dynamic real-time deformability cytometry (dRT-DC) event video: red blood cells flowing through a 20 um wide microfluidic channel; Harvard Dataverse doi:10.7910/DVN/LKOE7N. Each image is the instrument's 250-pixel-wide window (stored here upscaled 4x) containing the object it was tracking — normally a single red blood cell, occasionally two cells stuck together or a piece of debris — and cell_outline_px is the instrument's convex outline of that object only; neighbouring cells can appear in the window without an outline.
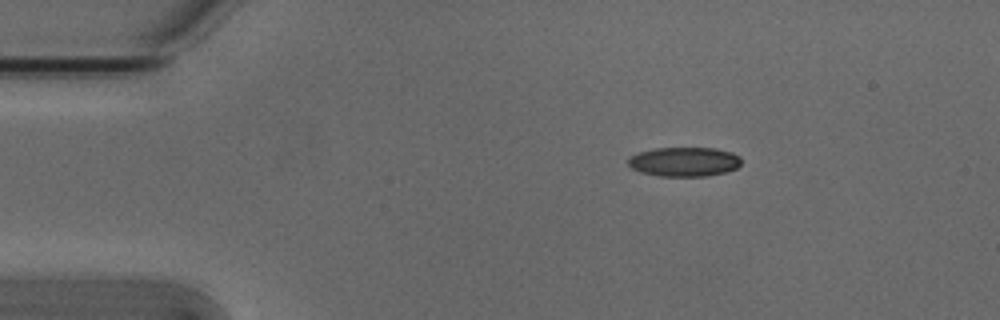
{"species": "Egyptian fruit bat (a non-hibernating species)", "species_latin": "Rousettus aegyptiacus", "temperature_condition": "cold", "stored_images_in_passage": 6, "camera_frame_rate_fps": 3000, "um_per_image_px": 0.085, "animal": {"sex": "male"}, "frame": {"image": 1, "passage_image": 1, "time_ms": 0.0, "image_size_px": [1000, 320], "cell_outline_px": [[740, 164], [736, 168], [728, 172], [708, 176], [660, 176], [640, 172], [632, 168], [628, 164], [628, 160], [632, 156], [640, 152], [656, 148], [716, 148], [732, 152], [740, 156]], "centroid_in_image_um": [58.2, 13.75], "position_along_channel_um": 26.8, "area_um2": 19.36}}
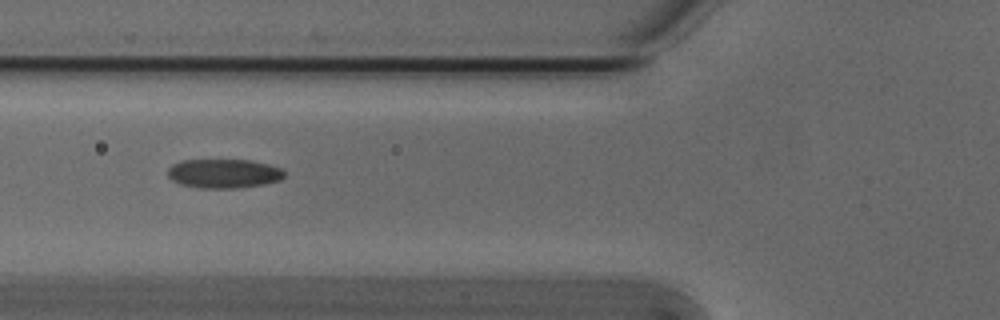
{"frame": {"image": 2, "passage_image": 4, "time_ms": 1.0, "image_size_px": [1000, 320], "cell_outline_px": [[284, 176], [280, 180], [264, 184], [236, 188], [200, 188], [180, 184], [172, 180], [168, 176], [168, 168], [172, 164], [180, 160], [252, 160], [268, 164], [280, 168], [284, 172]], "centroid_in_image_um": [19.0, 14.74], "position_along_channel_um": 106.8, "area_um2": 19.83}}
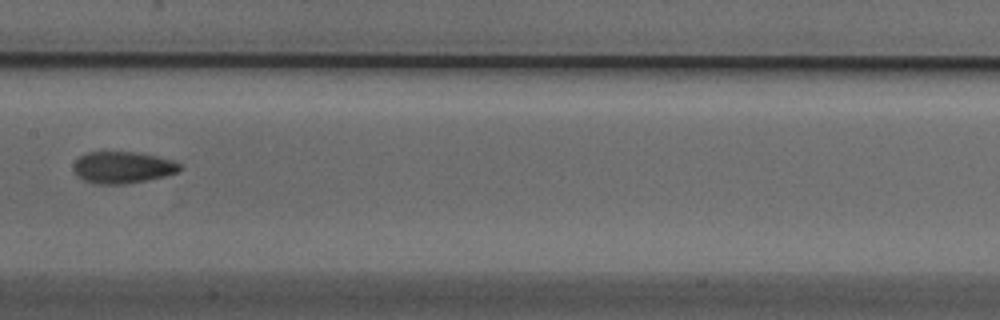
{"frame": {"image": 3, "passage_image": 6, "time_ms": 1.667, "image_size_px": [1000, 320], "cell_outline_px": [[184, 168], [180, 172], [148, 180], [124, 184], [96, 184], [84, 180], [76, 176], [72, 168], [76, 160], [80, 156], [88, 152], [136, 152], [156, 156], [172, 160], [180, 164]], "centroid_in_image_um": [10.43, 14.24], "position_along_channel_um": 197.0, "area_um2": 19.83}}